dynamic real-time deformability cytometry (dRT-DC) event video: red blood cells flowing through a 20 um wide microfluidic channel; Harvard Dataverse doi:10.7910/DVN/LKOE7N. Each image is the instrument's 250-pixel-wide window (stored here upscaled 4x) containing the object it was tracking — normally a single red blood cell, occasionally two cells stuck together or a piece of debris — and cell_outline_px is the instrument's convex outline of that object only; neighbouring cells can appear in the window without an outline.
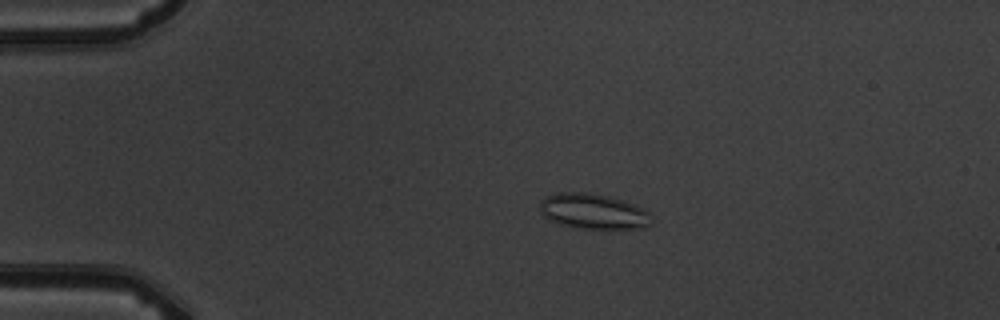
{"species": "common noctule bat (a hibernating species)", "species_latin": "Nyctalus noctula", "temperature_condition": "warm", "stored_images_in_passage": 10, "camera_frame_rate_fps": 3000, "um_per_image_px": 0.085, "animal": {"sex": "male", "body_mass_g": 19.5, "forearm_length_mm": 54.6}, "frame": {"image": 1, "passage_image": 4, "time_ms": 3.667, "image_size_px": [1000, 320], "cell_outline_px": [[652, 224], [644, 228], [608, 232], [572, 228], [548, 220], [540, 212], [540, 200], [556, 192], [588, 192], [608, 196], [624, 200], [636, 204], [648, 212], [652, 220]], "centroid_in_image_um": [50.47, 18.03], "position_along_channel_um": 34.5, "area_um2": 24.28}}
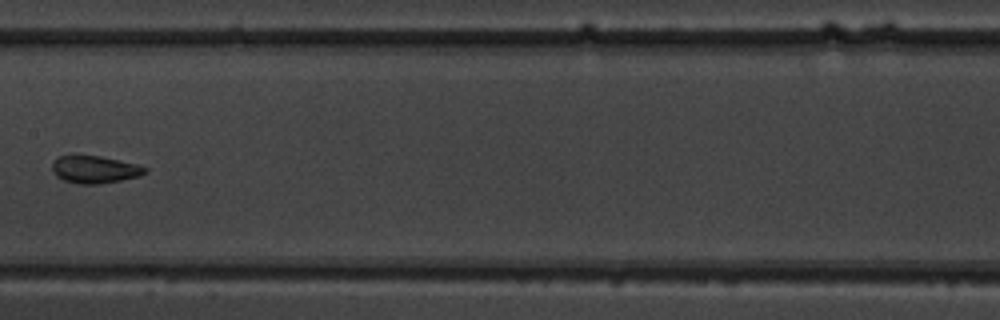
{"frame": {"image": 2, "passage_image": 9, "time_ms": 9.333, "image_size_px": [1000, 320], "cell_outline_px": [[148, 172], [140, 176], [100, 184], [80, 184], [64, 180], [56, 176], [52, 168], [52, 164], [60, 156], [72, 152], [76, 152], [100, 156], [136, 164], [148, 168]], "centroid_in_image_um": [8.03, 14.36], "position_along_channel_um": 199.4, "area_um2": 15.26}}
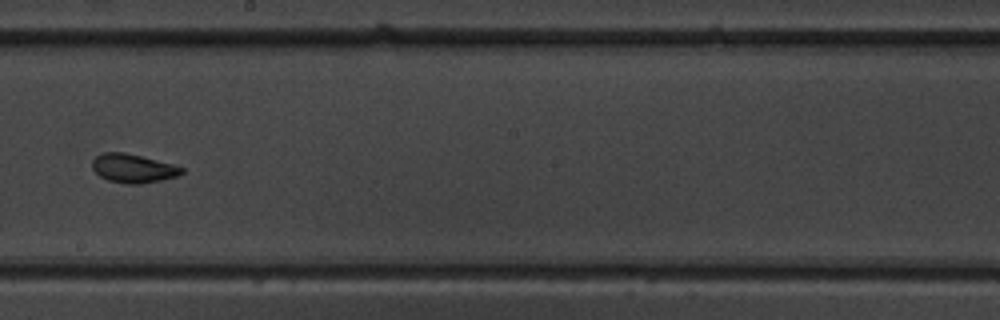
{"frame": {"image": 3, "passage_image": 10, "time_ms": 10.333, "image_size_px": [1000, 320], "cell_outline_px": [[184, 172], [176, 176], [160, 180], [140, 184], [128, 184], [108, 180], [100, 176], [92, 168], [92, 160], [100, 152], [124, 152], [172, 164], [184, 168]], "centroid_in_image_um": [11.28, 14.3], "position_along_channel_um": 236.9, "area_um2": 14.85}}